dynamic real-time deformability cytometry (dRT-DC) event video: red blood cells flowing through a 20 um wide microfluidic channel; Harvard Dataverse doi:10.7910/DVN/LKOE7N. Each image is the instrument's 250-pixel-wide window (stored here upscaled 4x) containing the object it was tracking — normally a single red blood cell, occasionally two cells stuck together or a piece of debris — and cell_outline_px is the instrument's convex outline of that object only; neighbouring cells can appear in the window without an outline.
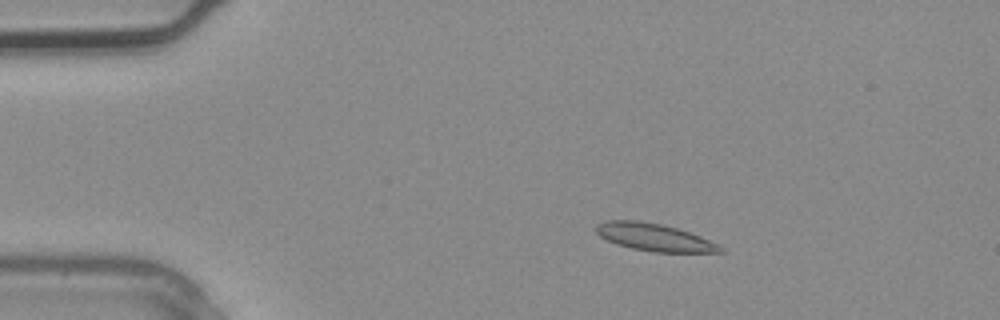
{"species": "common noctule bat (a hibernating species)", "species_latin": "Nyctalus noctula", "temperature_condition": "warm", "stored_images_in_passage": 2, "camera_frame_rate_fps": 3000, "um_per_image_px": 0.085, "animal": {"sex": "male", "body_mass_g": 20.4}, "frame": {"image": 1, "passage_image": 1, "time_ms": 0.0, "image_size_px": [1000, 320], "cell_outline_px": [[724, 252], [656, 252], [632, 248], [616, 244], [600, 236], [596, 232], [596, 224], [604, 220], [640, 220], [664, 224], [700, 236], [720, 244], [724, 248]], "centroid_in_image_um": [55.62, 20.15], "position_along_channel_um": 29.4, "area_um2": 19.94}}